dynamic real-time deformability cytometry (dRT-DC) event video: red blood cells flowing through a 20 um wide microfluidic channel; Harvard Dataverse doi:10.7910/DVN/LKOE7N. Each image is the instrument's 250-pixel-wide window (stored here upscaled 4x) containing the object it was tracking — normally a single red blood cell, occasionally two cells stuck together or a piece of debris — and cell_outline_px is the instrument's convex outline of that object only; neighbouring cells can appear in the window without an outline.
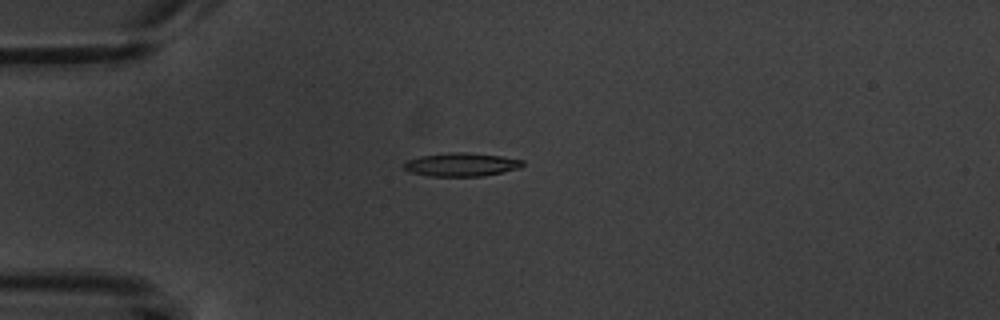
{"species": "common noctule bat (a hibernating species)", "species_latin": "Nyctalus noctula", "temperature_condition": "warm", "stored_images_in_passage": 3, "camera_frame_rate_fps": 3000, "um_per_image_px": 0.085, "animal": {"sex": "male", "body_mass_g": 20.1, "forearm_length_mm": 53.5}, "frame": {"image": 1, "passage_image": 1, "time_ms": 0.0, "image_size_px": [1000, 320], "cell_outline_px": [[524, 164], [520, 168], [480, 176], [428, 176], [408, 172], [404, 168], [404, 164], [408, 160], [420, 156], [452, 152], [464, 152], [500, 156], [524, 160]], "centroid_in_image_um": [39.19, 13.99], "position_along_channel_um": 45.8, "area_um2": 16.07}}
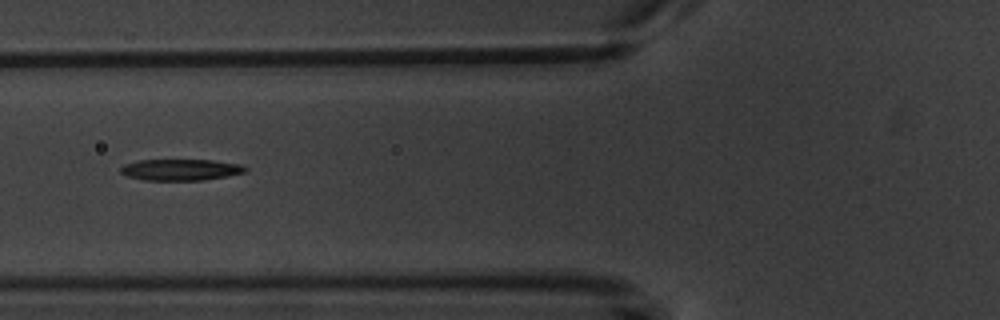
{"frame": {"image": 2, "passage_image": 3, "time_ms": 2.333, "image_size_px": [1000, 320], "cell_outline_px": [[248, 168], [244, 172], [228, 176], [204, 180], [144, 180], [128, 176], [120, 172], [120, 168], [124, 164], [140, 160], [212, 160], [240, 164]], "centroid_in_image_um": [15.36, 14.43], "position_along_channel_um": 110.4, "area_um2": 15.43}}